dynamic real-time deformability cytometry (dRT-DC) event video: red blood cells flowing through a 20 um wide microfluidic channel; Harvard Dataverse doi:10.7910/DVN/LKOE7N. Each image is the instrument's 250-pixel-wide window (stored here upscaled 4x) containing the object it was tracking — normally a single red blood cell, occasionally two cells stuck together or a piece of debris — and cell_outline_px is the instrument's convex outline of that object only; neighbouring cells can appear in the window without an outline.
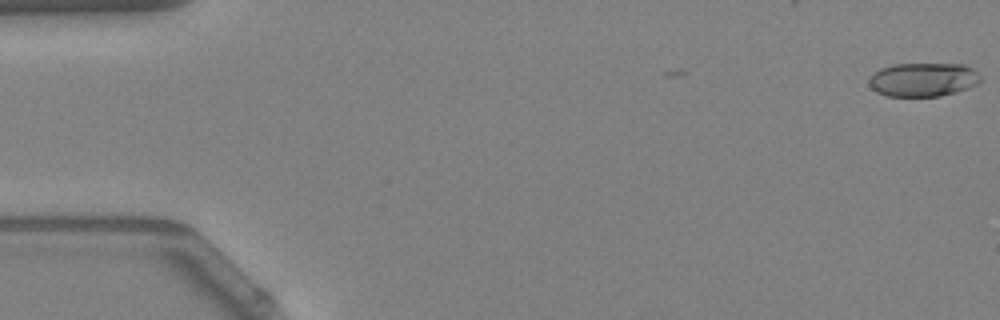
{"species": "Egyptian fruit bat (a non-hibernating species)", "species_latin": "Rousettus aegyptiacus", "temperature_condition": "warm", "stored_images_in_passage": 18, "camera_frame_rate_fps": 3000, "um_per_image_px": 0.085, "animal": {"sex": "female"}, "frame": {"image": 1, "passage_image": 1, "time_ms": 0.0, "image_size_px": [1000, 320], "cell_outline_px": [[980, 80], [976, 84], [968, 88], [956, 92], [940, 96], [888, 96], [876, 92], [868, 84], [868, 80], [880, 68], [896, 64], [964, 64], [972, 68], [980, 76]], "centroid_in_image_um": [78.46, 6.77], "position_along_channel_um": 6.5, "area_um2": 21.85}}
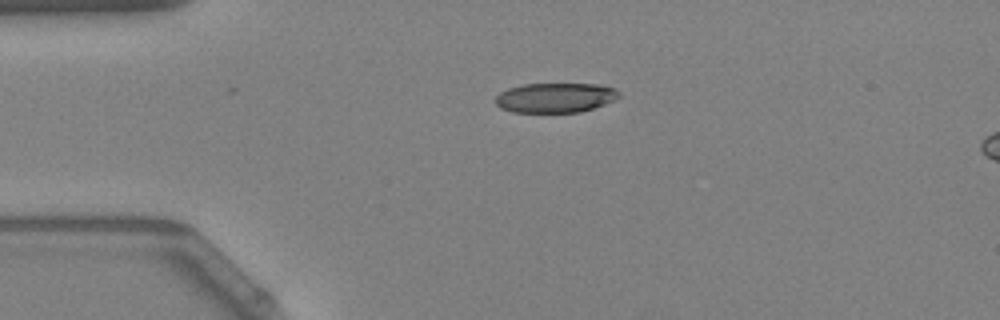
{"frame": {"image": 2, "passage_image": 13, "time_ms": 4.0, "image_size_px": [1000, 320], "cell_outline_px": [[620, 96], [616, 100], [580, 112], [512, 112], [500, 108], [496, 104], [496, 96], [500, 92], [508, 88], [524, 84], [600, 84], [616, 88], [620, 92]], "centroid_in_image_um": [47.22, 8.3], "position_along_channel_um": 37.8, "area_um2": 21.5}}